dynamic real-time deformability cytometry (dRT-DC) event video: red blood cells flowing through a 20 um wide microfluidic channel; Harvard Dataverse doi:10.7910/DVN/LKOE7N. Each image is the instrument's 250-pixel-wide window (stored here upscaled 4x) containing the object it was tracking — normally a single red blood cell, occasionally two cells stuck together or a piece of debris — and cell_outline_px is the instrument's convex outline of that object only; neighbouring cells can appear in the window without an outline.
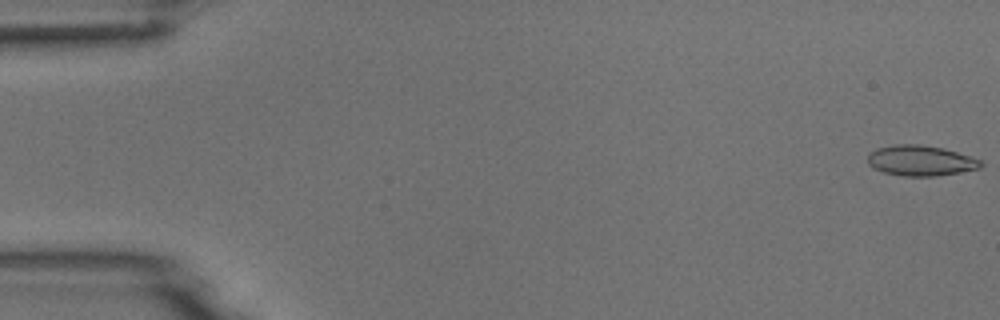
{"species": "common noctule bat (a hibernating species)", "species_latin": "Nyctalus noctula", "temperature_condition": "room temperature", "stored_images_in_passage": 54, "camera_frame_rate_fps": 3000, "um_per_image_px": 0.085, "animal": {"sex": "male", "body_mass_g": 18.8}, "frame": {"image": 1, "passage_image": 1, "time_ms": 0.0, "image_size_px": [1000, 320], "cell_outline_px": [[984, 164], [980, 168], [936, 176], [904, 176], [884, 172], [872, 168], [868, 164], [868, 156], [876, 148], [892, 144], [920, 144], [944, 148], [980, 160]], "centroid_in_image_um": [78.22, 13.64], "position_along_channel_um": 6.8, "area_um2": 20.0}}
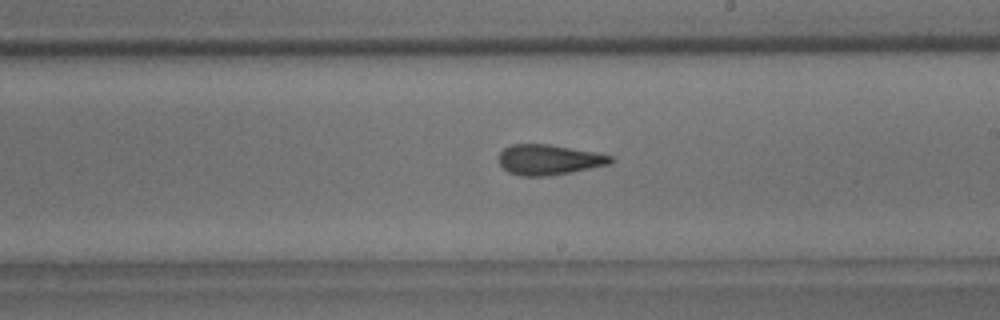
{"frame": {"image": 2, "passage_image": 31, "time_ms": 10.0, "image_size_px": [1000, 320], "cell_outline_px": [[616, 160], [608, 164], [572, 172], [544, 176], [520, 176], [508, 172], [500, 164], [500, 152], [504, 148], [512, 144], [548, 144], [596, 152], [612, 156]], "centroid_in_image_um": [46.67, 13.57], "position_along_channel_um": 242.3, "area_um2": 19.65}}
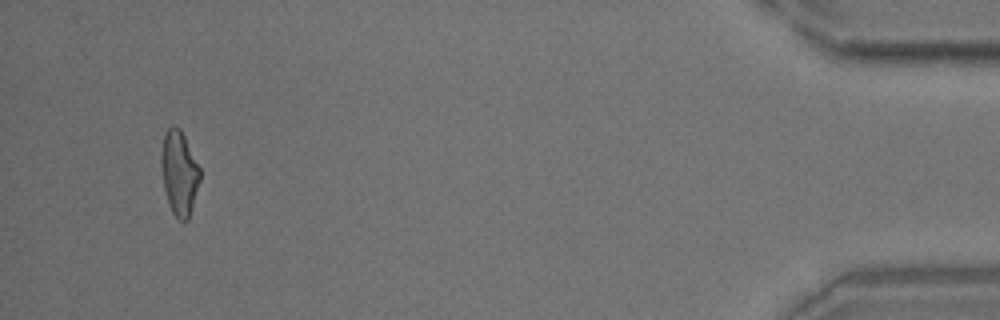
{"frame": {"image": 3, "passage_image": 51, "time_ms": 16.667, "image_size_px": [1000, 320], "cell_outline_px": [[200, 180], [188, 220], [180, 220], [172, 212], [164, 188], [160, 164], [160, 152], [164, 132], [172, 124], [176, 124], [180, 128], [200, 168]], "centroid_in_image_um": [15.21, 14.63], "position_along_channel_um": 420.0, "area_um2": 19.07}}